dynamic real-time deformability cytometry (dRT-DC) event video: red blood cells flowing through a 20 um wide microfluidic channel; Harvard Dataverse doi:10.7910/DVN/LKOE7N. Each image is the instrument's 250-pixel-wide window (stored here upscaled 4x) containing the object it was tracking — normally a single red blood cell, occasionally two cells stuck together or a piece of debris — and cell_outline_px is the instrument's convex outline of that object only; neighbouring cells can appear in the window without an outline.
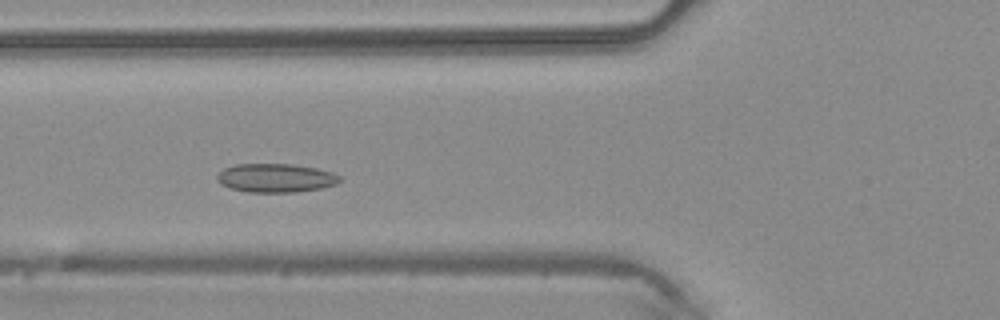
{"species": "common noctule bat (a hibernating species)", "species_latin": "Nyctalus noctula", "temperature_condition": "warm", "stored_images_in_passage": 37, "camera_frame_rate_fps": 3000, "um_per_image_px": 0.085, "animal": {"sex": "male", "body_mass_g": 20.4}, "frame": {"image": 1, "passage_image": 7, "time_ms": 2.0, "image_size_px": [1000, 320], "cell_outline_px": [[340, 180], [336, 184], [320, 188], [296, 192], [248, 192], [232, 188], [220, 184], [216, 180], [216, 176], [224, 168], [236, 164], [292, 164], [316, 168], [332, 172], [340, 176]], "centroid_in_image_um": [23.42, 15.12], "position_along_channel_um": 102.4, "area_um2": 20.46}}
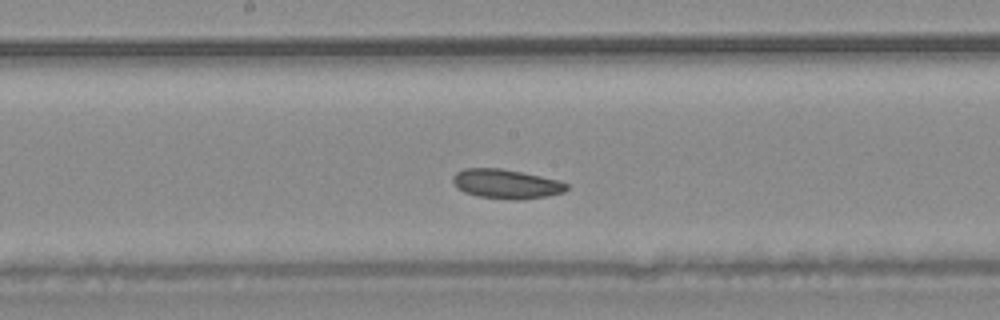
{"frame": {"image": 2, "passage_image": 14, "time_ms": 4.333, "image_size_px": [1000, 320], "cell_outline_px": [[568, 188], [564, 192], [548, 196], [520, 200], [512, 200], [476, 196], [464, 192], [452, 180], [452, 176], [456, 172], [464, 168], [500, 168], [560, 180], [568, 184]], "centroid_in_image_um": [43.05, 15.64], "position_along_channel_um": 205.2, "area_um2": 19.48}}
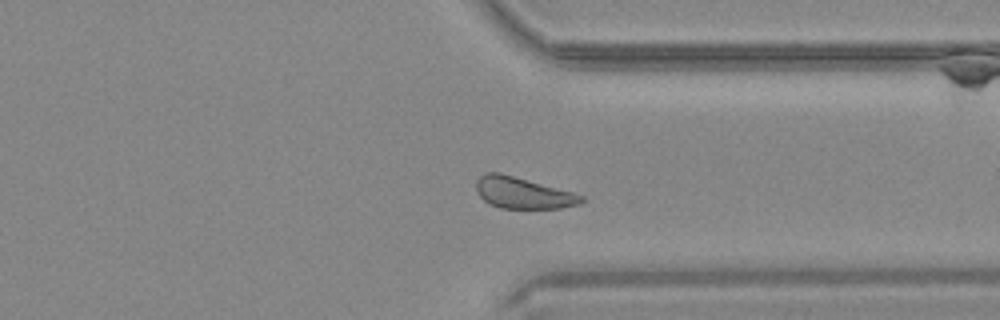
{"frame": {"image": 3, "passage_image": 25, "time_ms": 8.0, "image_size_px": [1000, 320], "cell_outline_px": [[584, 200], [580, 204], [560, 208], [500, 208], [484, 200], [480, 196], [476, 188], [476, 180], [484, 172], [500, 172], [572, 192], [584, 196]], "centroid_in_image_um": [44.43, 16.39], "position_along_channel_um": 367.0, "area_um2": 19.07}}